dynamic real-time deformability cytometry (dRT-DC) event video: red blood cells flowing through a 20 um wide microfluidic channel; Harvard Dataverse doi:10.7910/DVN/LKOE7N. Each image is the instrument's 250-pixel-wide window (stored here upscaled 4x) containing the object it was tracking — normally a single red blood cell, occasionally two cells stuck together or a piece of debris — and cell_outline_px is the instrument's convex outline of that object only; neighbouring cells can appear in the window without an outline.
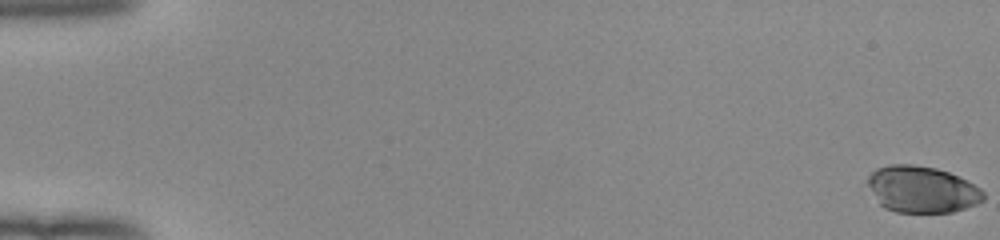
{"species": "human", "species_latin": "Homo sapiens", "temperature_condition": "room temperature", "stored_images_in_passage": 53, "camera_frame_rate_fps": 3000, "um_per_image_px": 0.085, "donor": {"sex": "female"}, "frame": {"image": 1, "passage_image": 1, "time_ms": 0.0, "image_size_px": [1000, 240], "cell_outline_px": [[984, 200], [976, 204], [952, 212], [896, 212], [884, 208], [880, 204], [868, 184], [868, 176], [876, 168], [888, 164], [912, 164], [936, 168], [948, 172], [980, 188], [984, 192]], "centroid_in_image_um": [78.35, 16.09], "position_along_channel_um": 6.7, "area_um2": 31.1}}
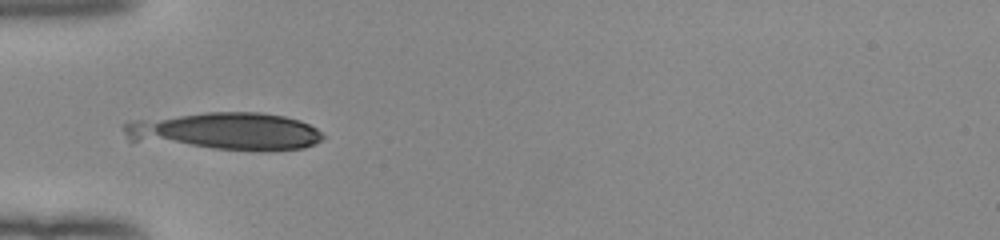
{"frame": {"image": 2, "passage_image": 19, "time_ms": 6.0, "image_size_px": [1000, 240], "cell_outline_px": [[324, 136], [316, 144], [304, 148], [268, 152], [260, 152], [132, 144], [128, 140], [124, 132], [124, 124], [128, 120], [204, 112], [260, 112], [284, 116], [300, 120], [316, 128]], "centroid_in_image_um": [19.03, 11.2], "position_along_channel_um": 66.0, "area_um2": 45.55}}
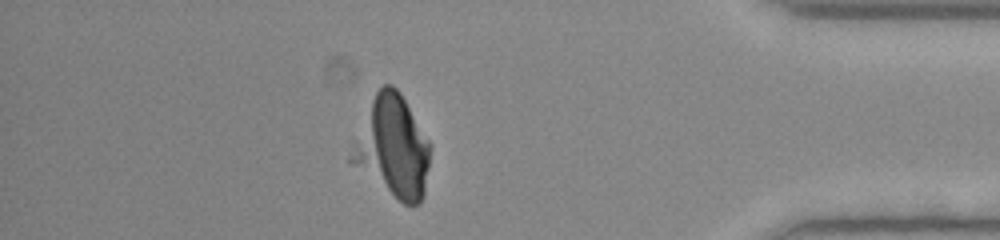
{"frame": {"image": 3, "passage_image": 47, "time_ms": 15.333, "image_size_px": [1000, 240], "cell_outline_px": [[432, 144], [424, 196], [420, 204], [404, 204], [352, 164], [348, 160], [348, 156], [372, 100], [376, 92], [384, 84], [392, 84], [400, 92]], "centroid_in_image_um": [33.41, 12.5], "position_along_channel_um": 401.8, "area_um2": 45.72}}